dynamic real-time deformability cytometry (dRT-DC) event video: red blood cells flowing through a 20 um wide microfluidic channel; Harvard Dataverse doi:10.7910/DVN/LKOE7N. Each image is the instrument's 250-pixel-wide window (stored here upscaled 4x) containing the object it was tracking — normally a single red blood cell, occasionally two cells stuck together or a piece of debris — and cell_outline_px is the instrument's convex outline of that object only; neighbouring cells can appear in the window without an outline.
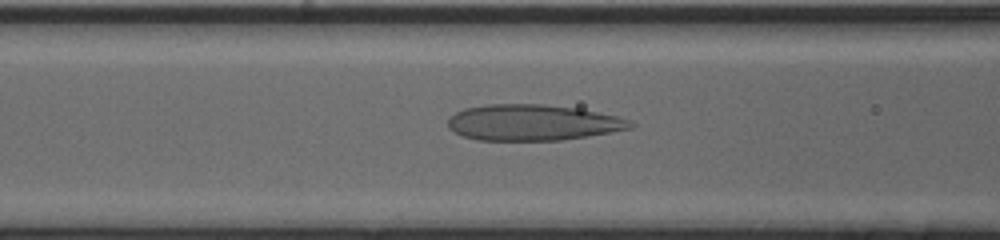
{"species": "human", "species_latin": "Homo sapiens", "temperature_condition": "cold", "stored_images_in_passage": 44, "camera_frame_rate_fps": 3000, "um_per_image_px": 0.085, "donor": {"sex": "male"}, "frame": {"image": 1, "passage_image": 14, "time_ms": 4.333, "image_size_px": [1000, 240], "cell_outline_px": [[636, 124], [632, 128], [612, 132], [588, 136], [560, 140], [476, 140], [464, 136], [448, 128], [448, 120], [456, 112], [464, 108], [488, 104], [544, 104], [580, 108], [616, 116], [628, 120]], "centroid_in_image_um": [45.3, 10.41], "position_along_channel_um": 121.3, "area_um2": 38.26}}
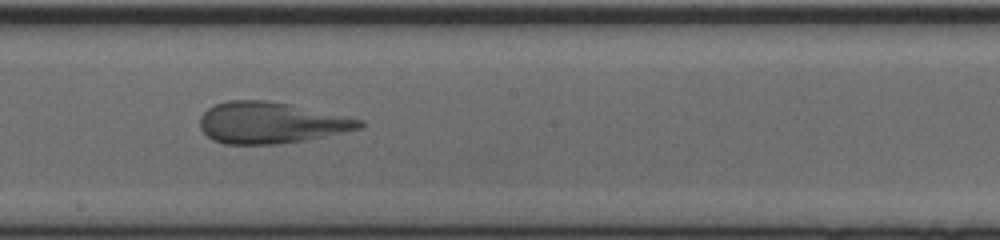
{"frame": {"image": 2, "passage_image": 22, "time_ms": 7.0, "image_size_px": [1000, 240], "cell_outline_px": [[364, 124], [360, 128], [304, 140], [276, 144], [224, 144], [212, 140], [200, 128], [200, 116], [208, 108], [216, 104], [228, 100], [268, 100], [292, 104], [348, 116], [364, 120]], "centroid_in_image_um": [23.01, 10.42], "position_along_channel_um": 225.2, "area_um2": 38.44}}
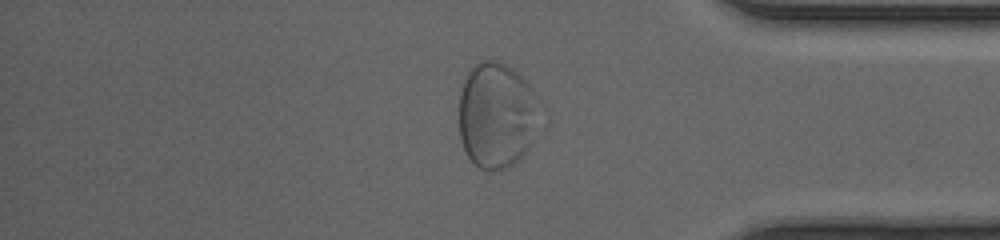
{"frame": {"image": 3, "passage_image": 36, "time_ms": 11.667, "image_size_px": [1000, 240], "cell_outline_px": [[540, 100], [528, 148], [512, 164], [496, 172], [488, 172], [472, 164], [460, 140], [460, 92], [464, 80], [472, 64], [480, 60], [496, 60], [512, 68], [528, 84]], "centroid_in_image_um": [42.16, 9.78], "position_along_channel_um": 393.0, "area_um2": 49.42}}